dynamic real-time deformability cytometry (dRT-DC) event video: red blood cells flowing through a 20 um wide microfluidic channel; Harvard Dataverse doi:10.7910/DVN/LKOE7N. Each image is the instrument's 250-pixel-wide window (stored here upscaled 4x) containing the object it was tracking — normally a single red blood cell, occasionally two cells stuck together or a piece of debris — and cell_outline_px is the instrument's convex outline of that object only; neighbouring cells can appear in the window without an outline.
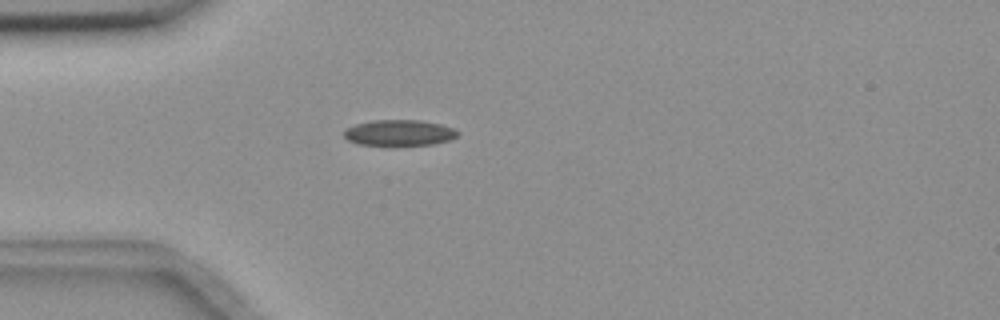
{"species": "common noctule bat (a hibernating species)", "species_latin": "Nyctalus noctula", "temperature_condition": "room temperature", "stored_images_in_passage": 41, "camera_frame_rate_fps": 3000, "um_per_image_px": 0.085, "animal": {"sex": "female", "body_mass_g": 18.4}, "frame": {"image": 1, "passage_image": 1, "time_ms": 0.0, "image_size_px": [1000, 320], "cell_outline_px": [[460, 132], [456, 136], [448, 140], [432, 144], [392, 148], [360, 144], [348, 140], [344, 136], [344, 128], [356, 124], [372, 120], [420, 120], [440, 124], [452, 128]], "centroid_in_image_um": [33.89, 11.32], "position_along_channel_um": 51.1, "area_um2": 17.8}}
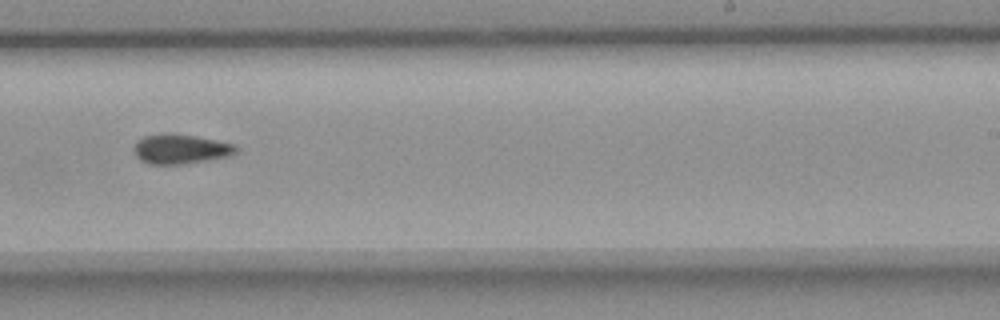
{"frame": {"image": 2, "passage_image": 20, "time_ms": 6.333, "image_size_px": [1000, 320], "cell_outline_px": [[236, 152], [228, 156], [208, 160], [180, 164], [148, 164], [140, 160], [136, 156], [136, 144], [144, 136], [168, 132], [172, 132], [196, 136], [236, 144]], "centroid_in_image_um": [15.37, 12.65], "position_along_channel_um": 273.6, "area_um2": 17.51}}
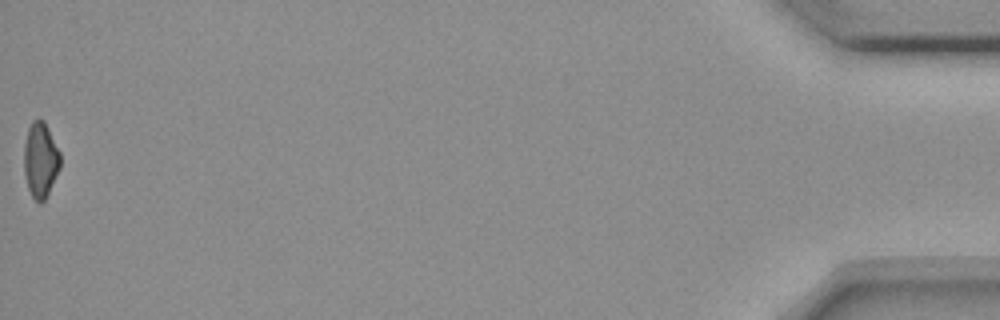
{"frame": {"image": 3, "passage_image": 41, "time_ms": 13.333, "image_size_px": [1000, 320], "cell_outline_px": [[60, 168], [44, 200], [40, 204], [32, 196], [28, 188], [24, 172], [24, 144], [28, 128], [32, 120], [44, 120], [60, 152]], "centroid_in_image_um": [3.43, 13.58], "position_along_channel_um": 431.8, "area_um2": 15.78}}